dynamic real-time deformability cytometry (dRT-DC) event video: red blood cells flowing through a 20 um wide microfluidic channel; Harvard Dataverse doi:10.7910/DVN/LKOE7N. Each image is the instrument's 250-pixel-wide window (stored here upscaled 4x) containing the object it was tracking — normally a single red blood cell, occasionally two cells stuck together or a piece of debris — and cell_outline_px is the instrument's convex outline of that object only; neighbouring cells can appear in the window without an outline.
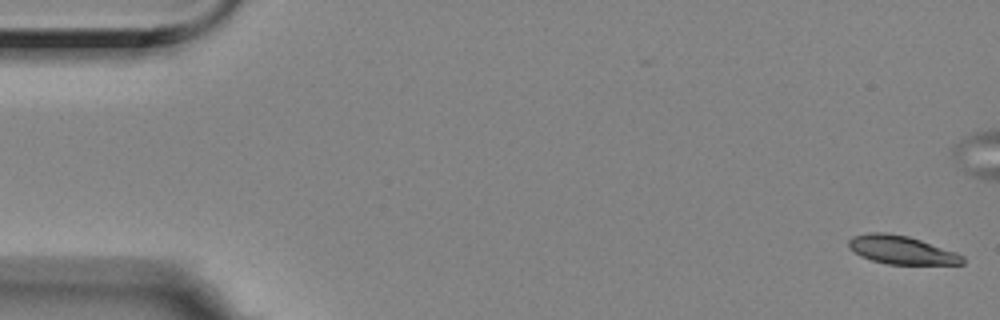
{"species": "Egyptian fruit bat (a non-hibernating species)", "species_latin": "Rousettus aegyptiacus", "temperature_condition": "room temperature", "stored_images_in_passage": 56, "camera_frame_rate_fps": 3000, "um_per_image_px": 0.085, "animal": {"sex": "female"}, "frame": {"image": 1, "passage_image": 1, "time_ms": 0.0, "image_size_px": [1000, 320], "cell_outline_px": [[964, 264], [888, 264], [872, 260], [860, 256], [848, 248], [848, 240], [852, 236], [868, 232], [884, 232], [908, 236], [956, 252], [964, 256]], "centroid_in_image_um": [76.59, 21.24], "position_along_channel_um": 8.4, "area_um2": 18.84}}
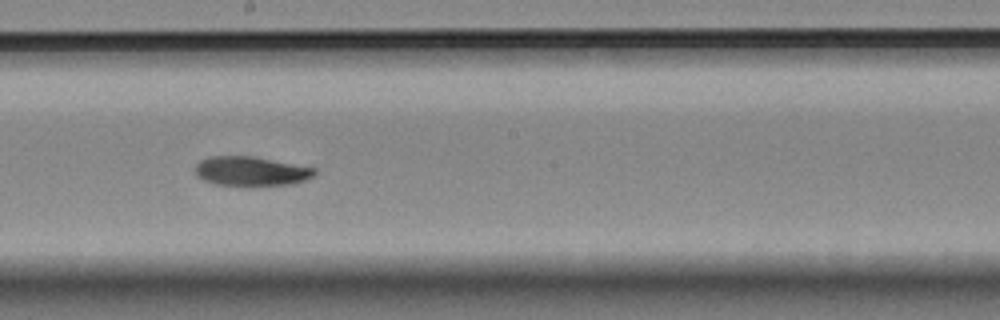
{"frame": {"image": 2, "passage_image": 31, "time_ms": 10.0, "image_size_px": [1000, 320], "cell_outline_px": [[316, 176], [292, 184], [248, 188], [216, 184], [204, 180], [196, 176], [196, 164], [200, 160], [208, 156], [252, 156], [316, 168]], "centroid_in_image_um": [21.34, 14.59], "position_along_channel_um": 226.9, "area_um2": 21.1}}
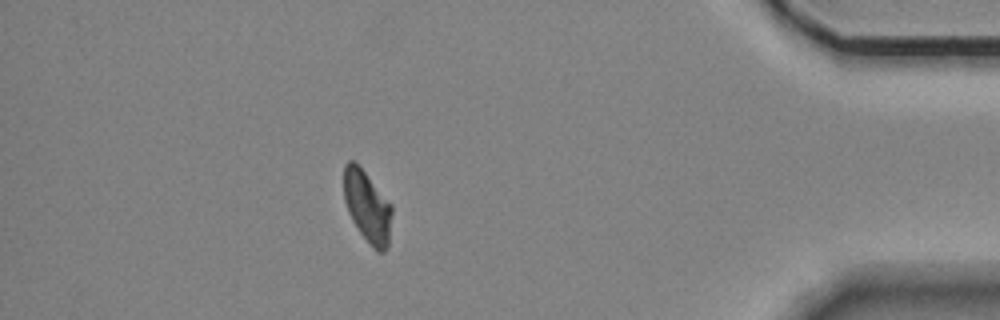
{"frame": {"image": 3, "passage_image": 50, "time_ms": 16.333, "image_size_px": [1000, 320], "cell_outline_px": [[392, 212], [388, 244], [384, 252], [376, 252], [360, 232], [352, 220], [348, 212], [344, 200], [344, 164], [348, 160], [352, 160], [364, 172], [392, 204]], "centroid_in_image_um": [31.22, 17.58], "position_along_channel_um": 404.0, "area_um2": 19.83}, "authors_computed_cell_mechanics": {"area_um2": 20.3167, "velocity_mm_per_s": 3.5034, "shape_relaxation_time_tau1_ms": 9.0815, "shape_relaxation_time_tau2_ms": 10.2295, "deformation_change_tau1": 0.1871, "deformation_change_tau2": 0.1342}}